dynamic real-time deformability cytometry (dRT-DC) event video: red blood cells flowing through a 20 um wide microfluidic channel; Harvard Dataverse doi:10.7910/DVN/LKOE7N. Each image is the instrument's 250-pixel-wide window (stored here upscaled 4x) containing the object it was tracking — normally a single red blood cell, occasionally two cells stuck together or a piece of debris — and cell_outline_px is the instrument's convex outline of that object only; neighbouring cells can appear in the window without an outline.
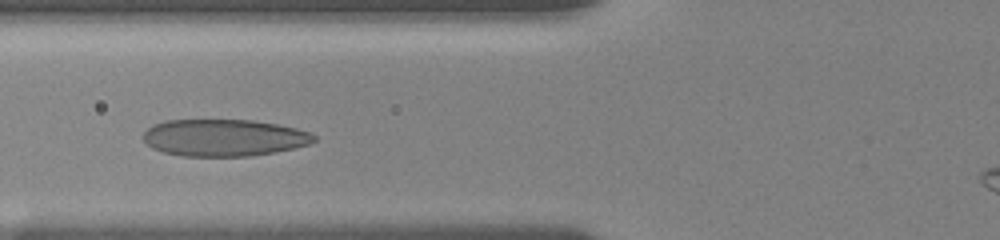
{"species": "human", "species_latin": "Homo sapiens", "temperature_condition": "room temperature", "stored_images_in_passage": 23, "camera_frame_rate_fps": 3000, "um_per_image_px": 0.085, "donor": {"sex": "female"}, "frame": {"image": 1, "passage_image": 11, "time_ms": 4.0, "image_size_px": [1000, 240], "cell_outline_px": [[316, 140], [312, 144], [252, 156], [180, 156], [164, 152], [152, 148], [144, 140], [144, 132], [152, 124], [164, 120], [252, 120], [276, 124], [296, 128], [312, 132], [316, 136]], "centroid_in_image_um": [19.05, 11.7], "position_along_channel_um": 106.8, "area_um2": 36.88}}
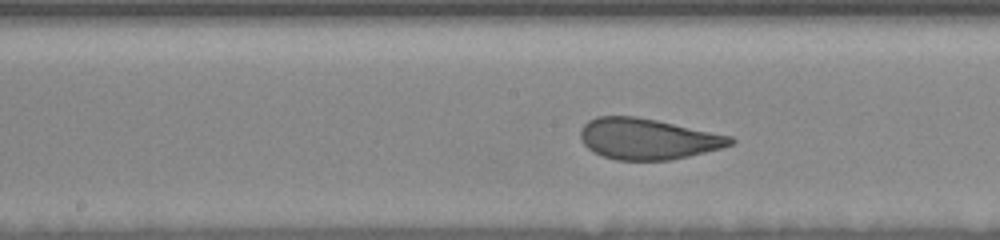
{"frame": {"image": 2, "passage_image": 16, "time_ms": 6.333, "image_size_px": [1000, 240], "cell_outline_px": [[736, 140], [732, 144], [720, 148], [672, 160], [616, 160], [592, 152], [580, 140], [580, 128], [588, 120], [596, 116], [636, 116], [656, 120], [732, 136]], "centroid_in_image_um": [55.01, 11.8], "position_along_channel_um": 193.2, "area_um2": 35.78}}
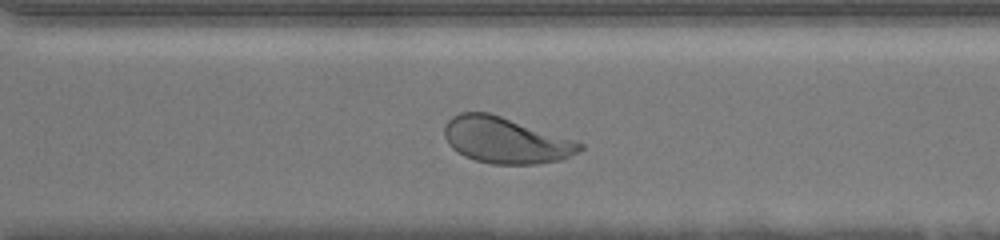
{"frame": {"image": 3, "passage_image": 23, "time_ms": 10.0, "image_size_px": [1000, 240], "cell_outline_px": [[584, 148], [580, 152], [560, 160], [536, 164], [492, 164], [476, 160], [464, 156], [456, 152], [448, 144], [444, 136], [444, 128], [448, 120], [452, 116], [460, 112], [488, 112], [576, 140], [584, 144]], "centroid_in_image_um": [42.98, 11.93], "position_along_channel_um": 327.6, "area_um2": 36.47}}